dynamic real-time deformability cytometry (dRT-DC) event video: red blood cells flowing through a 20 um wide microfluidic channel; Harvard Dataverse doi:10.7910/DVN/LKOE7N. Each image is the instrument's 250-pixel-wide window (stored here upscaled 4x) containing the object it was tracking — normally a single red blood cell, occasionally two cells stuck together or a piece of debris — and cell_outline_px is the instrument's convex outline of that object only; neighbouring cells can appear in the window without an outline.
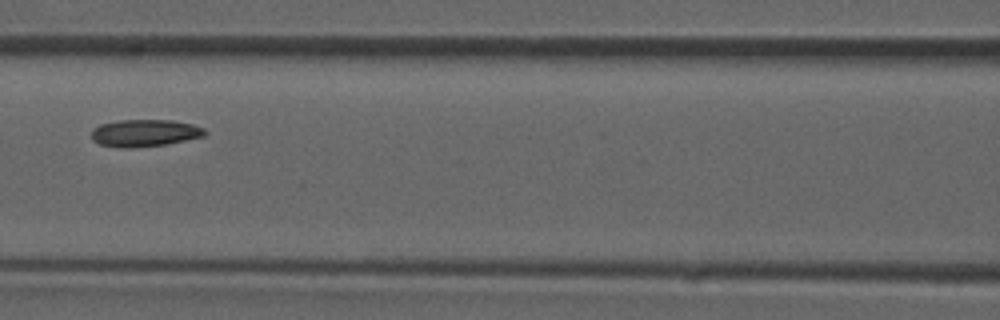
{"species": "common noctule bat (a hibernating species)", "species_latin": "Nyctalus noctula", "temperature_condition": "room temperature", "stored_images_in_passage": 30, "camera_frame_rate_fps": 3000, "um_per_image_px": 0.085, "animal": {"sex": "male", "forearm_length_mm": 52.5}, "frame": {"image": 1, "passage_image": 9, "time_ms": 2.667, "image_size_px": [1000, 320], "cell_outline_px": [[208, 132], [204, 136], [168, 144], [132, 148], [120, 148], [100, 144], [92, 140], [92, 128], [100, 124], [120, 120], [172, 120], [192, 124], [204, 128]], "centroid_in_image_um": [12.3, 11.31], "position_along_channel_um": 154.3, "area_um2": 18.09}}